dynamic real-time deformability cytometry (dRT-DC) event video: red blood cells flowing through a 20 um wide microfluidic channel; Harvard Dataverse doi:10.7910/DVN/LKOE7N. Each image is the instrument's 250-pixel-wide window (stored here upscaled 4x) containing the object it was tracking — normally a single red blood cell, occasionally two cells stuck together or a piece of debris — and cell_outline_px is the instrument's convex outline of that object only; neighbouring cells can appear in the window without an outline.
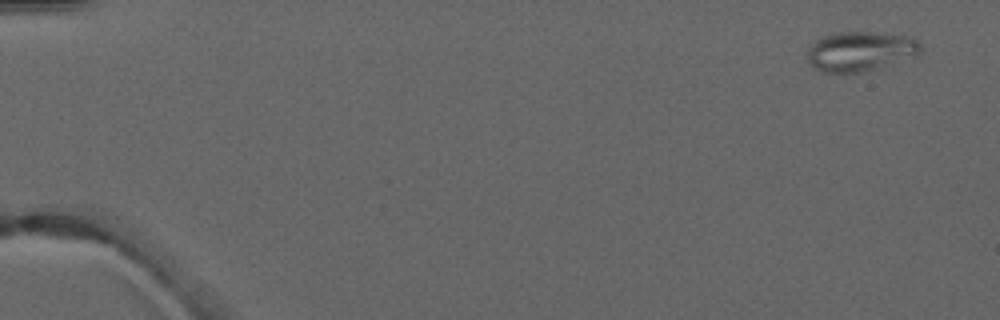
{"species": "common noctule bat (a hibernating species)", "species_latin": "Nyctalus noctula", "temperature_condition": "warm", "stored_images_in_passage": 5, "camera_frame_rate_fps": 3000, "um_per_image_px": 0.085, "animal": {"sex": "male", "forearm_length_mm": 52.5}, "frame": {"image": 1, "passage_image": 1, "time_ms": 0.0, "image_size_px": [1000, 320], "cell_outline_px": [[920, 56], [860, 72], [820, 72], [808, 60], [808, 48], [816, 40], [824, 36], [836, 32], [872, 32], [908, 36], [916, 40], [920, 44]], "centroid_in_image_um": [73.15, 4.35], "position_along_channel_um": 11.9, "area_um2": 26.01}}